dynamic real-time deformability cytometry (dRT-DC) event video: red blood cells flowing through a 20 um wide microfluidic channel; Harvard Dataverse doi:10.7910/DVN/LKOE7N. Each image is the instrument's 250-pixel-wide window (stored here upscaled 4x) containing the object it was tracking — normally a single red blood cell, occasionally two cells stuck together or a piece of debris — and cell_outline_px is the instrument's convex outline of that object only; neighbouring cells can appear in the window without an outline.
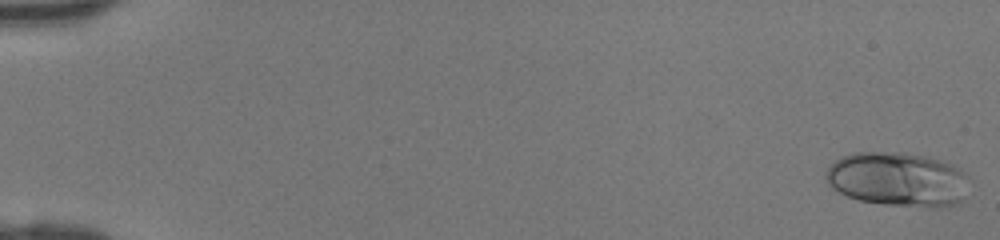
{"species": "human", "species_latin": "Homo sapiens", "temperature_condition": "room temperature", "stored_images_in_passage": 45, "camera_frame_rate_fps": 3000, "um_per_image_px": 0.085, "donor": {"sex": "female"}, "frame": {"image": 1, "passage_image": 1, "time_ms": 0.0, "image_size_px": [1000, 240], "cell_outline_px": [[968, 176], [960, 200], [952, 204], [884, 204], [860, 200], [848, 196], [832, 188], [828, 184], [824, 176], [828, 168], [840, 156], [852, 152], [904, 152], [924, 156], [952, 164], [960, 168]], "centroid_in_image_um": [76.2, 15.17], "position_along_channel_um": 8.8, "area_um2": 44.1}}
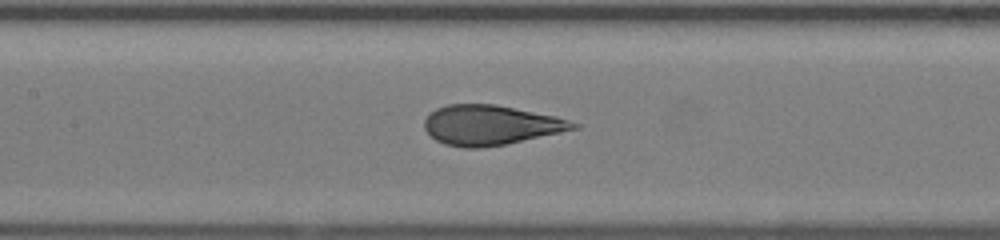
{"frame": {"image": 2, "passage_image": 23, "time_ms": 7.333, "image_size_px": [1000, 240], "cell_outline_px": [[580, 128], [508, 144], [480, 148], [464, 148], [444, 144], [436, 140], [424, 128], [424, 120], [436, 108], [448, 104], [496, 104], [556, 116], [580, 124]], "centroid_in_image_um": [41.72, 10.64], "position_along_channel_um": 165.7, "area_um2": 34.68}}
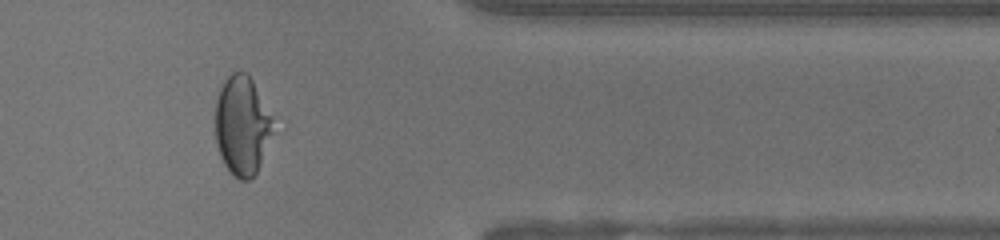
{"frame": {"image": 3, "passage_image": 39, "time_ms": 12.667, "image_size_px": [1000, 240], "cell_outline_px": [[272, 120], [260, 160], [256, 172], [248, 180], [240, 180], [232, 176], [228, 172], [220, 156], [216, 144], [216, 100], [220, 88], [224, 80], [232, 72], [248, 72], [272, 116]], "centroid_in_image_um": [20.5, 10.64], "position_along_channel_um": 390.9, "area_um2": 32.48}}